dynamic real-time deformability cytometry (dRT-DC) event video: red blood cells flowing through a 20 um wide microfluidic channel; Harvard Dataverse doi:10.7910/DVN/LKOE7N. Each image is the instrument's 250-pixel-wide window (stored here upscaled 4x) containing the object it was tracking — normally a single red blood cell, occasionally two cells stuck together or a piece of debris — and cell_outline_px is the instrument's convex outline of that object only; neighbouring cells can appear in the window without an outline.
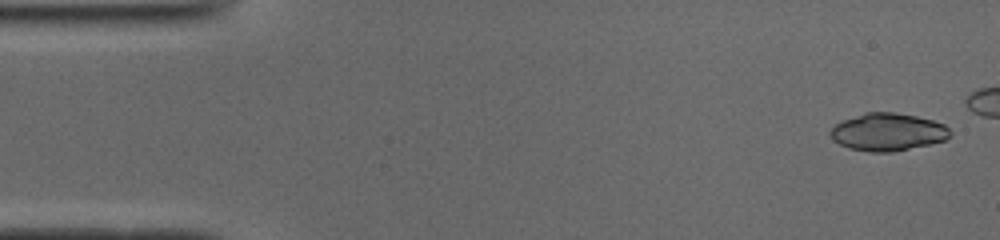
{"species": "common noctule bat (a hibernating species)", "species_latin": "Nyctalus noctula", "temperature_condition": "cold", "stored_images_in_passage": 41, "camera_frame_rate_fps": 3000, "um_per_image_px": 0.085, "animal": {"sex": "male", "body_mass_g": 19.0, "forearm_length_mm": 50.8}, "frame": {"image": 1, "passage_image": 2, "time_ms": 0.333, "image_size_px": [1000, 240], "cell_outline_px": [[952, 136], [944, 140], [928, 144], [892, 152], [872, 152], [848, 148], [832, 140], [828, 132], [836, 124], [844, 120], [864, 112], [896, 112], [916, 116], [932, 120], [944, 124], [952, 132]], "centroid_in_image_um": [75.45, 11.21], "position_along_channel_um": 9.5, "area_um2": 26.24}}